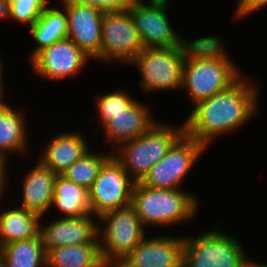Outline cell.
Instances as JSON below:
<instances>
[{
	"label": "cell",
	"instance_id": "6da1fadb",
	"mask_svg": "<svg viewBox=\"0 0 267 267\" xmlns=\"http://www.w3.org/2000/svg\"><path fill=\"white\" fill-rule=\"evenodd\" d=\"M249 77L243 73L228 89L192 106L183 121L184 134L208 149L217 137L236 133L254 120L261 108V89Z\"/></svg>",
	"mask_w": 267,
	"mask_h": 267
},
{
	"label": "cell",
	"instance_id": "7a4b0ae2",
	"mask_svg": "<svg viewBox=\"0 0 267 267\" xmlns=\"http://www.w3.org/2000/svg\"><path fill=\"white\" fill-rule=\"evenodd\" d=\"M131 205L145 228H169L193 221L199 200L198 196L184 189L151 188L135 182Z\"/></svg>",
	"mask_w": 267,
	"mask_h": 267
},
{
	"label": "cell",
	"instance_id": "3957f363",
	"mask_svg": "<svg viewBox=\"0 0 267 267\" xmlns=\"http://www.w3.org/2000/svg\"><path fill=\"white\" fill-rule=\"evenodd\" d=\"M236 236L218 226L184 236L182 267H251V258Z\"/></svg>",
	"mask_w": 267,
	"mask_h": 267
},
{
	"label": "cell",
	"instance_id": "277c9868",
	"mask_svg": "<svg viewBox=\"0 0 267 267\" xmlns=\"http://www.w3.org/2000/svg\"><path fill=\"white\" fill-rule=\"evenodd\" d=\"M183 134V122L172 126L159 121L145 134L115 148L112 155L135 182H140Z\"/></svg>",
	"mask_w": 267,
	"mask_h": 267
},
{
	"label": "cell",
	"instance_id": "5b68a950",
	"mask_svg": "<svg viewBox=\"0 0 267 267\" xmlns=\"http://www.w3.org/2000/svg\"><path fill=\"white\" fill-rule=\"evenodd\" d=\"M145 231L132 205L99 216L98 240L104 264L126 257L145 238Z\"/></svg>",
	"mask_w": 267,
	"mask_h": 267
},
{
	"label": "cell",
	"instance_id": "8992f818",
	"mask_svg": "<svg viewBox=\"0 0 267 267\" xmlns=\"http://www.w3.org/2000/svg\"><path fill=\"white\" fill-rule=\"evenodd\" d=\"M184 62L180 46L143 48L129 66L137 68L139 85L148 96L157 91H181Z\"/></svg>",
	"mask_w": 267,
	"mask_h": 267
},
{
	"label": "cell",
	"instance_id": "52a82bcc",
	"mask_svg": "<svg viewBox=\"0 0 267 267\" xmlns=\"http://www.w3.org/2000/svg\"><path fill=\"white\" fill-rule=\"evenodd\" d=\"M233 60H185L181 91L193 106L228 89L243 75Z\"/></svg>",
	"mask_w": 267,
	"mask_h": 267
},
{
	"label": "cell",
	"instance_id": "ba28073f",
	"mask_svg": "<svg viewBox=\"0 0 267 267\" xmlns=\"http://www.w3.org/2000/svg\"><path fill=\"white\" fill-rule=\"evenodd\" d=\"M206 149L201 142L183 134L140 183L151 188L183 189L187 175Z\"/></svg>",
	"mask_w": 267,
	"mask_h": 267
},
{
	"label": "cell",
	"instance_id": "9c48e42d",
	"mask_svg": "<svg viewBox=\"0 0 267 267\" xmlns=\"http://www.w3.org/2000/svg\"><path fill=\"white\" fill-rule=\"evenodd\" d=\"M142 49L141 38L128 9L103 13L100 62L129 66Z\"/></svg>",
	"mask_w": 267,
	"mask_h": 267
},
{
	"label": "cell",
	"instance_id": "30bf717a",
	"mask_svg": "<svg viewBox=\"0 0 267 267\" xmlns=\"http://www.w3.org/2000/svg\"><path fill=\"white\" fill-rule=\"evenodd\" d=\"M135 181L112 155L101 167L89 192L92 215L131 205Z\"/></svg>",
	"mask_w": 267,
	"mask_h": 267
},
{
	"label": "cell",
	"instance_id": "8fae6325",
	"mask_svg": "<svg viewBox=\"0 0 267 267\" xmlns=\"http://www.w3.org/2000/svg\"><path fill=\"white\" fill-rule=\"evenodd\" d=\"M92 59L68 37L54 42L38 52L29 62L37 78L48 82L64 81L80 76ZM50 80V81H49Z\"/></svg>",
	"mask_w": 267,
	"mask_h": 267
},
{
	"label": "cell",
	"instance_id": "7c38bea8",
	"mask_svg": "<svg viewBox=\"0 0 267 267\" xmlns=\"http://www.w3.org/2000/svg\"><path fill=\"white\" fill-rule=\"evenodd\" d=\"M168 5L133 3L128 10L142 41L143 48L176 47L180 45V32L172 27ZM168 9V10H167ZM179 32V33H178Z\"/></svg>",
	"mask_w": 267,
	"mask_h": 267
},
{
	"label": "cell",
	"instance_id": "4fadbf2b",
	"mask_svg": "<svg viewBox=\"0 0 267 267\" xmlns=\"http://www.w3.org/2000/svg\"><path fill=\"white\" fill-rule=\"evenodd\" d=\"M47 218L49 219L47 216H42L39 223V235L45 252L66 245L99 243L98 217L92 214L56 217L45 224Z\"/></svg>",
	"mask_w": 267,
	"mask_h": 267
},
{
	"label": "cell",
	"instance_id": "5bb4252c",
	"mask_svg": "<svg viewBox=\"0 0 267 267\" xmlns=\"http://www.w3.org/2000/svg\"><path fill=\"white\" fill-rule=\"evenodd\" d=\"M59 3L65 8L67 15V37L92 61L100 62L103 12L72 0H61Z\"/></svg>",
	"mask_w": 267,
	"mask_h": 267
},
{
	"label": "cell",
	"instance_id": "9a60e30c",
	"mask_svg": "<svg viewBox=\"0 0 267 267\" xmlns=\"http://www.w3.org/2000/svg\"><path fill=\"white\" fill-rule=\"evenodd\" d=\"M183 244L184 236L146 235L126 258L139 267H182Z\"/></svg>",
	"mask_w": 267,
	"mask_h": 267
},
{
	"label": "cell",
	"instance_id": "2e32d148",
	"mask_svg": "<svg viewBox=\"0 0 267 267\" xmlns=\"http://www.w3.org/2000/svg\"><path fill=\"white\" fill-rule=\"evenodd\" d=\"M157 122L149 105L137 99L126 112L115 116L103 129L97 127L94 132L96 135L104 133V142L112 146L109 149L112 152L122 143L145 134Z\"/></svg>",
	"mask_w": 267,
	"mask_h": 267
},
{
	"label": "cell",
	"instance_id": "e0dca14e",
	"mask_svg": "<svg viewBox=\"0 0 267 267\" xmlns=\"http://www.w3.org/2000/svg\"><path fill=\"white\" fill-rule=\"evenodd\" d=\"M80 131L54 134L46 146L44 144L38 160L56 174L64 172L91 149L84 132L82 134Z\"/></svg>",
	"mask_w": 267,
	"mask_h": 267
},
{
	"label": "cell",
	"instance_id": "ac0fdd59",
	"mask_svg": "<svg viewBox=\"0 0 267 267\" xmlns=\"http://www.w3.org/2000/svg\"><path fill=\"white\" fill-rule=\"evenodd\" d=\"M36 161V164L28 172H24L25 176L22 177V184H20L21 200L19 199L20 203L16 204L42 217L46 214L50 215L49 208L54 195L57 174L39 160Z\"/></svg>",
	"mask_w": 267,
	"mask_h": 267
},
{
	"label": "cell",
	"instance_id": "d6986e66",
	"mask_svg": "<svg viewBox=\"0 0 267 267\" xmlns=\"http://www.w3.org/2000/svg\"><path fill=\"white\" fill-rule=\"evenodd\" d=\"M8 102L6 98L0 100V154L10 160L14 153L22 156L29 152V126L25 111Z\"/></svg>",
	"mask_w": 267,
	"mask_h": 267
},
{
	"label": "cell",
	"instance_id": "ffe728a7",
	"mask_svg": "<svg viewBox=\"0 0 267 267\" xmlns=\"http://www.w3.org/2000/svg\"><path fill=\"white\" fill-rule=\"evenodd\" d=\"M57 211L58 217H79L92 214L89 192L86 188L57 174L54 183V195L49 212Z\"/></svg>",
	"mask_w": 267,
	"mask_h": 267
},
{
	"label": "cell",
	"instance_id": "44dd1931",
	"mask_svg": "<svg viewBox=\"0 0 267 267\" xmlns=\"http://www.w3.org/2000/svg\"><path fill=\"white\" fill-rule=\"evenodd\" d=\"M13 203L14 207L0 206V247L14 241L29 240L39 234L41 217Z\"/></svg>",
	"mask_w": 267,
	"mask_h": 267
},
{
	"label": "cell",
	"instance_id": "7402d4cb",
	"mask_svg": "<svg viewBox=\"0 0 267 267\" xmlns=\"http://www.w3.org/2000/svg\"><path fill=\"white\" fill-rule=\"evenodd\" d=\"M28 29H30V36H32L36 44V47L28 53L27 58L30 61L45 47L67 37V15L65 8L61 7L60 4L59 7H54V5L51 7L49 4L37 21Z\"/></svg>",
	"mask_w": 267,
	"mask_h": 267
},
{
	"label": "cell",
	"instance_id": "603a6c76",
	"mask_svg": "<svg viewBox=\"0 0 267 267\" xmlns=\"http://www.w3.org/2000/svg\"><path fill=\"white\" fill-rule=\"evenodd\" d=\"M46 267H107L99 243L66 245L46 252Z\"/></svg>",
	"mask_w": 267,
	"mask_h": 267
},
{
	"label": "cell",
	"instance_id": "cb8c5ba5",
	"mask_svg": "<svg viewBox=\"0 0 267 267\" xmlns=\"http://www.w3.org/2000/svg\"><path fill=\"white\" fill-rule=\"evenodd\" d=\"M0 259L3 267H46V252L39 234L1 246Z\"/></svg>",
	"mask_w": 267,
	"mask_h": 267
},
{
	"label": "cell",
	"instance_id": "d4e9b609",
	"mask_svg": "<svg viewBox=\"0 0 267 267\" xmlns=\"http://www.w3.org/2000/svg\"><path fill=\"white\" fill-rule=\"evenodd\" d=\"M180 48L184 60H225L233 59L225 49L220 36H202L192 40L180 34ZM184 37V38H183Z\"/></svg>",
	"mask_w": 267,
	"mask_h": 267
},
{
	"label": "cell",
	"instance_id": "484cf974",
	"mask_svg": "<svg viewBox=\"0 0 267 267\" xmlns=\"http://www.w3.org/2000/svg\"><path fill=\"white\" fill-rule=\"evenodd\" d=\"M90 149L80 159L61 173L66 179L89 190L97 178L102 165L112 156V152H96Z\"/></svg>",
	"mask_w": 267,
	"mask_h": 267
},
{
	"label": "cell",
	"instance_id": "4316f807",
	"mask_svg": "<svg viewBox=\"0 0 267 267\" xmlns=\"http://www.w3.org/2000/svg\"><path fill=\"white\" fill-rule=\"evenodd\" d=\"M137 99L130 95L126 89H117L114 92L97 96L95 106L97 109V120L101 128L109 123L115 116L126 112Z\"/></svg>",
	"mask_w": 267,
	"mask_h": 267
},
{
	"label": "cell",
	"instance_id": "83f0119b",
	"mask_svg": "<svg viewBox=\"0 0 267 267\" xmlns=\"http://www.w3.org/2000/svg\"><path fill=\"white\" fill-rule=\"evenodd\" d=\"M50 3L51 0H10L9 21L31 27Z\"/></svg>",
	"mask_w": 267,
	"mask_h": 267
},
{
	"label": "cell",
	"instance_id": "f1b7e54d",
	"mask_svg": "<svg viewBox=\"0 0 267 267\" xmlns=\"http://www.w3.org/2000/svg\"><path fill=\"white\" fill-rule=\"evenodd\" d=\"M80 5H87L105 12L124 11L131 5V0H72Z\"/></svg>",
	"mask_w": 267,
	"mask_h": 267
},
{
	"label": "cell",
	"instance_id": "f546056e",
	"mask_svg": "<svg viewBox=\"0 0 267 267\" xmlns=\"http://www.w3.org/2000/svg\"><path fill=\"white\" fill-rule=\"evenodd\" d=\"M236 9L234 11V19H242L243 17H247L256 14L258 10H261L267 7V0H235Z\"/></svg>",
	"mask_w": 267,
	"mask_h": 267
},
{
	"label": "cell",
	"instance_id": "4dcf8cb0",
	"mask_svg": "<svg viewBox=\"0 0 267 267\" xmlns=\"http://www.w3.org/2000/svg\"><path fill=\"white\" fill-rule=\"evenodd\" d=\"M10 161H8L3 155L0 154V187H9L11 186L8 182L9 180V170H8V164ZM8 170V171H7ZM9 184V185H7Z\"/></svg>",
	"mask_w": 267,
	"mask_h": 267
},
{
	"label": "cell",
	"instance_id": "1f68e13d",
	"mask_svg": "<svg viewBox=\"0 0 267 267\" xmlns=\"http://www.w3.org/2000/svg\"><path fill=\"white\" fill-rule=\"evenodd\" d=\"M10 16V0H0V21H9Z\"/></svg>",
	"mask_w": 267,
	"mask_h": 267
},
{
	"label": "cell",
	"instance_id": "d6a6232c",
	"mask_svg": "<svg viewBox=\"0 0 267 267\" xmlns=\"http://www.w3.org/2000/svg\"><path fill=\"white\" fill-rule=\"evenodd\" d=\"M107 267H139L131 263L126 257L113 260Z\"/></svg>",
	"mask_w": 267,
	"mask_h": 267
},
{
	"label": "cell",
	"instance_id": "836d02e7",
	"mask_svg": "<svg viewBox=\"0 0 267 267\" xmlns=\"http://www.w3.org/2000/svg\"><path fill=\"white\" fill-rule=\"evenodd\" d=\"M2 55L0 53V100L1 99H5V96H6V90L5 87H4V81H3V73H4V70H3V65L4 63L2 62Z\"/></svg>",
	"mask_w": 267,
	"mask_h": 267
},
{
	"label": "cell",
	"instance_id": "e575fe53",
	"mask_svg": "<svg viewBox=\"0 0 267 267\" xmlns=\"http://www.w3.org/2000/svg\"><path fill=\"white\" fill-rule=\"evenodd\" d=\"M133 3L170 4V0H131Z\"/></svg>",
	"mask_w": 267,
	"mask_h": 267
},
{
	"label": "cell",
	"instance_id": "d590c367",
	"mask_svg": "<svg viewBox=\"0 0 267 267\" xmlns=\"http://www.w3.org/2000/svg\"><path fill=\"white\" fill-rule=\"evenodd\" d=\"M7 188L8 187H0V206L1 205H5L3 202H4V196L6 195V191H7ZM3 201V202H2ZM3 203V204H2Z\"/></svg>",
	"mask_w": 267,
	"mask_h": 267
},
{
	"label": "cell",
	"instance_id": "8d00e7d4",
	"mask_svg": "<svg viewBox=\"0 0 267 267\" xmlns=\"http://www.w3.org/2000/svg\"><path fill=\"white\" fill-rule=\"evenodd\" d=\"M251 267H267V264L265 263H259L258 261H255V259L251 260Z\"/></svg>",
	"mask_w": 267,
	"mask_h": 267
},
{
	"label": "cell",
	"instance_id": "74e56055",
	"mask_svg": "<svg viewBox=\"0 0 267 267\" xmlns=\"http://www.w3.org/2000/svg\"><path fill=\"white\" fill-rule=\"evenodd\" d=\"M0 267H3V264H2V262H1V259H0Z\"/></svg>",
	"mask_w": 267,
	"mask_h": 267
}]
</instances>
